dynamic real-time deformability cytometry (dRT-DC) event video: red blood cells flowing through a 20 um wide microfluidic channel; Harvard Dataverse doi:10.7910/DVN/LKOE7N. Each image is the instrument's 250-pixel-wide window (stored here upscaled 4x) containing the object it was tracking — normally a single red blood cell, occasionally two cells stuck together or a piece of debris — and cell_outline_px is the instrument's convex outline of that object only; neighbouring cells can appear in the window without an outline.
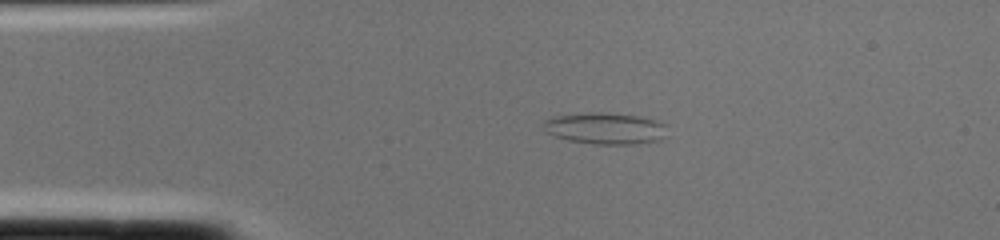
{"species": "common noctule bat (a hibernating species)", "species_latin": "Nyctalus noctula", "temperature_condition": "cold", "stored_images_in_passage": 1, "camera_frame_rate_fps": 3000, "um_per_image_px": 0.085, "animal": {"sex": "female", "body_mass_g": 22.0, "forearm_length_mm": 56.7}, "frame": {"image": 1, "passage_image": 1, "time_ms": 0.0, "image_size_px": [1000, 240], "cell_outline_px": [[668, 136], [660, 140], [636, 144], [596, 144], [568, 140], [552, 136], [548, 132], [544, 124], [544, 120], [552, 116], [592, 112], [608, 112], [640, 116], [656, 120], [664, 124]], "centroid_in_image_um": [51.48, 10.91], "position_along_channel_um": 33.5, "area_um2": 22.95}}